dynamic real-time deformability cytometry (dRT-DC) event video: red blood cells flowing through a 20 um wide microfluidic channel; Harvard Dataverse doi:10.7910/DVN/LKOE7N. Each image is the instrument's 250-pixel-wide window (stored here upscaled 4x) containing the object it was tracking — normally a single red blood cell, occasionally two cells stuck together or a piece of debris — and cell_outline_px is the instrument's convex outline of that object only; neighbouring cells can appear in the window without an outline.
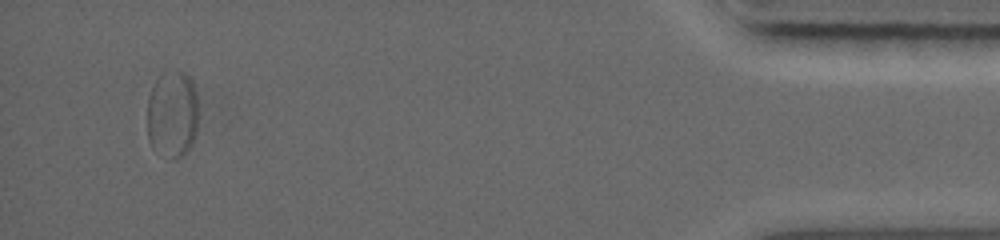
{"species": "common noctule bat (a hibernating species)", "species_latin": "Nyctalus noctula", "temperature_condition": "warm", "stored_images_in_passage": 62, "segment_of_instrument_passage": [2, 3], "camera_frame_rate_fps": 5000, "um_per_image_px": 0.085, "animal": {"sex": "female", "body_mass_g": 19.0, "forearm_length_mm": 56.7}, "frame": {"image": 1, "passage_image": 54, "time_ms": 12.2, "image_size_px": [1000, 240], "cell_outline_px": [[196, 136], [192, 144], [180, 156], [172, 156], [176, 72], [184, 72], [192, 80], [196, 96]], "centroid_in_image_um": [15.64, 9.73], "position_along_channel_um": 419.6, "area_um2": 11.68}}